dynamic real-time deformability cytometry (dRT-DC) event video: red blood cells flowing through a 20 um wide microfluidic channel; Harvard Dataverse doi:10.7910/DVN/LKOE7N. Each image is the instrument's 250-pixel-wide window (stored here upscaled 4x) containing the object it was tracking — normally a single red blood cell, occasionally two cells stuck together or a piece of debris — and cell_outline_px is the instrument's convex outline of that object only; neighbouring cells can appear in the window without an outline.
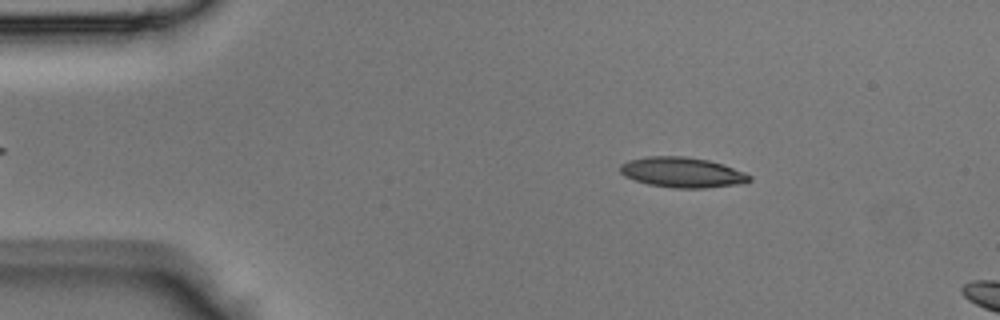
{"species": "Egyptian fruit bat (a non-hibernating species)", "species_latin": "Rousettus aegyptiacus", "temperature_condition": "room temperature", "stored_images_in_passage": 10, "camera_frame_rate_fps": 3000, "um_per_image_px": 0.085, "animal": {"sex": "male"}, "frame": {"image": 1, "passage_image": 6, "time_ms": 1.667, "image_size_px": [1000, 320], "cell_outline_px": [[752, 180], [744, 184], [704, 188], [672, 188], [648, 184], [624, 176], [620, 172], [620, 164], [628, 160], [648, 156], [684, 156], [708, 160], [724, 164], [744, 172], [752, 176]], "centroid_in_image_um": [58.02, 14.65], "position_along_channel_um": 27.0, "area_um2": 23.0}}